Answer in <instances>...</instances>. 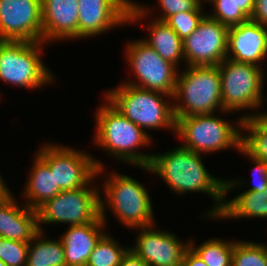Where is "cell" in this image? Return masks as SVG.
<instances>
[{"label": "cell", "instance_id": "29", "mask_svg": "<svg viewBox=\"0 0 267 266\" xmlns=\"http://www.w3.org/2000/svg\"><path fill=\"white\" fill-rule=\"evenodd\" d=\"M214 7L213 14L208 16L219 21L222 25L229 27L246 22L249 18L235 5L233 0H210Z\"/></svg>", "mask_w": 267, "mask_h": 266}, {"label": "cell", "instance_id": "30", "mask_svg": "<svg viewBox=\"0 0 267 266\" xmlns=\"http://www.w3.org/2000/svg\"><path fill=\"white\" fill-rule=\"evenodd\" d=\"M29 243L0 237V260L7 266H26Z\"/></svg>", "mask_w": 267, "mask_h": 266}, {"label": "cell", "instance_id": "12", "mask_svg": "<svg viewBox=\"0 0 267 266\" xmlns=\"http://www.w3.org/2000/svg\"><path fill=\"white\" fill-rule=\"evenodd\" d=\"M128 45V46H127ZM126 47V62H129L132 73L138 79L123 83L146 90L157 91L174 96L178 69L163 59L151 46L142 39L131 41Z\"/></svg>", "mask_w": 267, "mask_h": 266}, {"label": "cell", "instance_id": "35", "mask_svg": "<svg viewBox=\"0 0 267 266\" xmlns=\"http://www.w3.org/2000/svg\"><path fill=\"white\" fill-rule=\"evenodd\" d=\"M182 266H208L197 253L189 247L184 254Z\"/></svg>", "mask_w": 267, "mask_h": 266}, {"label": "cell", "instance_id": "13", "mask_svg": "<svg viewBox=\"0 0 267 266\" xmlns=\"http://www.w3.org/2000/svg\"><path fill=\"white\" fill-rule=\"evenodd\" d=\"M228 27L207 14L183 40L187 66H217L227 57Z\"/></svg>", "mask_w": 267, "mask_h": 266}, {"label": "cell", "instance_id": "31", "mask_svg": "<svg viewBox=\"0 0 267 266\" xmlns=\"http://www.w3.org/2000/svg\"><path fill=\"white\" fill-rule=\"evenodd\" d=\"M159 6L163 13L155 18L160 21H165L169 16L186 11L194 10L199 4V0H158Z\"/></svg>", "mask_w": 267, "mask_h": 266}, {"label": "cell", "instance_id": "39", "mask_svg": "<svg viewBox=\"0 0 267 266\" xmlns=\"http://www.w3.org/2000/svg\"><path fill=\"white\" fill-rule=\"evenodd\" d=\"M0 266H7V265L0 260Z\"/></svg>", "mask_w": 267, "mask_h": 266}, {"label": "cell", "instance_id": "7", "mask_svg": "<svg viewBox=\"0 0 267 266\" xmlns=\"http://www.w3.org/2000/svg\"><path fill=\"white\" fill-rule=\"evenodd\" d=\"M43 41H0V81L25 87L42 88L54 82L52 72L41 60Z\"/></svg>", "mask_w": 267, "mask_h": 266}, {"label": "cell", "instance_id": "32", "mask_svg": "<svg viewBox=\"0 0 267 266\" xmlns=\"http://www.w3.org/2000/svg\"><path fill=\"white\" fill-rule=\"evenodd\" d=\"M238 152L243 153L245 157L251 159L254 162V168L252 167L251 170L253 174V185L246 191H258L263 192L267 188V162L262 161L259 159H255L254 157L250 156L242 147L238 150Z\"/></svg>", "mask_w": 267, "mask_h": 266}, {"label": "cell", "instance_id": "34", "mask_svg": "<svg viewBox=\"0 0 267 266\" xmlns=\"http://www.w3.org/2000/svg\"><path fill=\"white\" fill-rule=\"evenodd\" d=\"M118 266H148V264L129 248Z\"/></svg>", "mask_w": 267, "mask_h": 266}, {"label": "cell", "instance_id": "17", "mask_svg": "<svg viewBox=\"0 0 267 266\" xmlns=\"http://www.w3.org/2000/svg\"><path fill=\"white\" fill-rule=\"evenodd\" d=\"M42 41L78 38V0H41Z\"/></svg>", "mask_w": 267, "mask_h": 266}, {"label": "cell", "instance_id": "37", "mask_svg": "<svg viewBox=\"0 0 267 266\" xmlns=\"http://www.w3.org/2000/svg\"><path fill=\"white\" fill-rule=\"evenodd\" d=\"M257 113V114H256ZM253 116H256L266 127H267V111L264 113V112H254L252 113L251 115L248 113V115L244 114L243 116H241V118H245V117H253Z\"/></svg>", "mask_w": 267, "mask_h": 266}, {"label": "cell", "instance_id": "38", "mask_svg": "<svg viewBox=\"0 0 267 266\" xmlns=\"http://www.w3.org/2000/svg\"><path fill=\"white\" fill-rule=\"evenodd\" d=\"M6 183L4 182V180H2V177L0 175V198L6 193L8 192L10 189H8L9 187H7V185H5Z\"/></svg>", "mask_w": 267, "mask_h": 266}, {"label": "cell", "instance_id": "9", "mask_svg": "<svg viewBox=\"0 0 267 266\" xmlns=\"http://www.w3.org/2000/svg\"><path fill=\"white\" fill-rule=\"evenodd\" d=\"M63 190L37 209L38 228L41 224L68 223L69 226L86 225L100 217V194L96 185Z\"/></svg>", "mask_w": 267, "mask_h": 266}, {"label": "cell", "instance_id": "41", "mask_svg": "<svg viewBox=\"0 0 267 266\" xmlns=\"http://www.w3.org/2000/svg\"><path fill=\"white\" fill-rule=\"evenodd\" d=\"M266 266H267V246H266Z\"/></svg>", "mask_w": 267, "mask_h": 266}, {"label": "cell", "instance_id": "23", "mask_svg": "<svg viewBox=\"0 0 267 266\" xmlns=\"http://www.w3.org/2000/svg\"><path fill=\"white\" fill-rule=\"evenodd\" d=\"M44 233L39 231L29 242L26 266H66L62 240L45 238Z\"/></svg>", "mask_w": 267, "mask_h": 266}, {"label": "cell", "instance_id": "27", "mask_svg": "<svg viewBox=\"0 0 267 266\" xmlns=\"http://www.w3.org/2000/svg\"><path fill=\"white\" fill-rule=\"evenodd\" d=\"M232 266H266V246L253 241H235Z\"/></svg>", "mask_w": 267, "mask_h": 266}, {"label": "cell", "instance_id": "22", "mask_svg": "<svg viewBox=\"0 0 267 266\" xmlns=\"http://www.w3.org/2000/svg\"><path fill=\"white\" fill-rule=\"evenodd\" d=\"M267 218V188L263 192L243 191L233 199L224 201L223 210L217 219Z\"/></svg>", "mask_w": 267, "mask_h": 266}, {"label": "cell", "instance_id": "40", "mask_svg": "<svg viewBox=\"0 0 267 266\" xmlns=\"http://www.w3.org/2000/svg\"><path fill=\"white\" fill-rule=\"evenodd\" d=\"M201 4H203L202 2H204V0H199ZM209 2L210 0H205V2Z\"/></svg>", "mask_w": 267, "mask_h": 266}, {"label": "cell", "instance_id": "10", "mask_svg": "<svg viewBox=\"0 0 267 266\" xmlns=\"http://www.w3.org/2000/svg\"><path fill=\"white\" fill-rule=\"evenodd\" d=\"M37 155L49 166L54 175L55 186L61 191L87 186L98 174L105 171L100 160L69 146L48 142L38 149Z\"/></svg>", "mask_w": 267, "mask_h": 266}, {"label": "cell", "instance_id": "25", "mask_svg": "<svg viewBox=\"0 0 267 266\" xmlns=\"http://www.w3.org/2000/svg\"><path fill=\"white\" fill-rule=\"evenodd\" d=\"M189 242L190 247L208 266H232V252L235 241L214 238L208 239L198 247L194 245L193 241L189 240Z\"/></svg>", "mask_w": 267, "mask_h": 266}, {"label": "cell", "instance_id": "20", "mask_svg": "<svg viewBox=\"0 0 267 266\" xmlns=\"http://www.w3.org/2000/svg\"><path fill=\"white\" fill-rule=\"evenodd\" d=\"M28 181L25 182L24 193L29 208L37 210L47 200L53 198L61 190L55 186L54 175L49 166L36 154Z\"/></svg>", "mask_w": 267, "mask_h": 266}, {"label": "cell", "instance_id": "4", "mask_svg": "<svg viewBox=\"0 0 267 266\" xmlns=\"http://www.w3.org/2000/svg\"><path fill=\"white\" fill-rule=\"evenodd\" d=\"M105 98L126 118L145 132L146 128L171 129L176 132V119L173 104L164 99L172 96L157 91L146 90L130 84L121 83L108 89Z\"/></svg>", "mask_w": 267, "mask_h": 266}, {"label": "cell", "instance_id": "24", "mask_svg": "<svg viewBox=\"0 0 267 266\" xmlns=\"http://www.w3.org/2000/svg\"><path fill=\"white\" fill-rule=\"evenodd\" d=\"M242 132L247 135L241 140V147L255 159L267 162V127L256 117H245L242 119Z\"/></svg>", "mask_w": 267, "mask_h": 266}, {"label": "cell", "instance_id": "33", "mask_svg": "<svg viewBox=\"0 0 267 266\" xmlns=\"http://www.w3.org/2000/svg\"><path fill=\"white\" fill-rule=\"evenodd\" d=\"M250 20L267 26V0H255L254 10Z\"/></svg>", "mask_w": 267, "mask_h": 266}, {"label": "cell", "instance_id": "8", "mask_svg": "<svg viewBox=\"0 0 267 266\" xmlns=\"http://www.w3.org/2000/svg\"><path fill=\"white\" fill-rule=\"evenodd\" d=\"M222 107L227 111L260 109L264 102L262 67L224 59L219 65Z\"/></svg>", "mask_w": 267, "mask_h": 266}, {"label": "cell", "instance_id": "3", "mask_svg": "<svg viewBox=\"0 0 267 266\" xmlns=\"http://www.w3.org/2000/svg\"><path fill=\"white\" fill-rule=\"evenodd\" d=\"M173 96L174 116L180 117L213 114L224 110L221 100V77L218 66H186L178 71Z\"/></svg>", "mask_w": 267, "mask_h": 266}, {"label": "cell", "instance_id": "2", "mask_svg": "<svg viewBox=\"0 0 267 266\" xmlns=\"http://www.w3.org/2000/svg\"><path fill=\"white\" fill-rule=\"evenodd\" d=\"M96 112L95 145L131 166H149L152 153L137 152L149 146L151 136L119 112L106 98Z\"/></svg>", "mask_w": 267, "mask_h": 266}, {"label": "cell", "instance_id": "26", "mask_svg": "<svg viewBox=\"0 0 267 266\" xmlns=\"http://www.w3.org/2000/svg\"><path fill=\"white\" fill-rule=\"evenodd\" d=\"M115 238L105 233L96 243L86 266H118L130 247H121Z\"/></svg>", "mask_w": 267, "mask_h": 266}, {"label": "cell", "instance_id": "11", "mask_svg": "<svg viewBox=\"0 0 267 266\" xmlns=\"http://www.w3.org/2000/svg\"><path fill=\"white\" fill-rule=\"evenodd\" d=\"M78 39L94 37L121 24L135 23L150 8L131 0H78Z\"/></svg>", "mask_w": 267, "mask_h": 266}, {"label": "cell", "instance_id": "1", "mask_svg": "<svg viewBox=\"0 0 267 266\" xmlns=\"http://www.w3.org/2000/svg\"><path fill=\"white\" fill-rule=\"evenodd\" d=\"M200 155L178 146L164 154H153L149 166L140 168L158 175L177 195L187 192L208 194L215 205L205 216L217 219L223 210L226 194L236 186H242V182L241 179L232 181L214 177L206 170Z\"/></svg>", "mask_w": 267, "mask_h": 266}, {"label": "cell", "instance_id": "18", "mask_svg": "<svg viewBox=\"0 0 267 266\" xmlns=\"http://www.w3.org/2000/svg\"><path fill=\"white\" fill-rule=\"evenodd\" d=\"M12 194L0 198V237L29 243L39 232L37 210L21 207Z\"/></svg>", "mask_w": 267, "mask_h": 266}, {"label": "cell", "instance_id": "21", "mask_svg": "<svg viewBox=\"0 0 267 266\" xmlns=\"http://www.w3.org/2000/svg\"><path fill=\"white\" fill-rule=\"evenodd\" d=\"M152 20V23L146 25L149 36L142 40L178 69L179 62L185 60L183 40L166 22L154 20V17Z\"/></svg>", "mask_w": 267, "mask_h": 266}, {"label": "cell", "instance_id": "19", "mask_svg": "<svg viewBox=\"0 0 267 266\" xmlns=\"http://www.w3.org/2000/svg\"><path fill=\"white\" fill-rule=\"evenodd\" d=\"M105 226L101 216L93 223L69 226L60 237L66 266H86L96 243L106 233Z\"/></svg>", "mask_w": 267, "mask_h": 266}, {"label": "cell", "instance_id": "28", "mask_svg": "<svg viewBox=\"0 0 267 266\" xmlns=\"http://www.w3.org/2000/svg\"><path fill=\"white\" fill-rule=\"evenodd\" d=\"M202 8L203 6L200 3L194 10L173 14L164 22H166L174 32L184 40L196 30L199 23L206 16V13H204Z\"/></svg>", "mask_w": 267, "mask_h": 266}, {"label": "cell", "instance_id": "15", "mask_svg": "<svg viewBox=\"0 0 267 266\" xmlns=\"http://www.w3.org/2000/svg\"><path fill=\"white\" fill-rule=\"evenodd\" d=\"M155 227L137 228L140 232L136 236V244L130 249L148 266H182L190 242H182L174 233L156 230Z\"/></svg>", "mask_w": 267, "mask_h": 266}, {"label": "cell", "instance_id": "6", "mask_svg": "<svg viewBox=\"0 0 267 266\" xmlns=\"http://www.w3.org/2000/svg\"><path fill=\"white\" fill-rule=\"evenodd\" d=\"M218 116L204 114L178 118L175 134L184 142L182 147L200 154L233 147L239 150L243 118H238L234 125Z\"/></svg>", "mask_w": 267, "mask_h": 266}, {"label": "cell", "instance_id": "36", "mask_svg": "<svg viewBox=\"0 0 267 266\" xmlns=\"http://www.w3.org/2000/svg\"><path fill=\"white\" fill-rule=\"evenodd\" d=\"M233 2L250 19L254 10L255 0H233Z\"/></svg>", "mask_w": 267, "mask_h": 266}, {"label": "cell", "instance_id": "16", "mask_svg": "<svg viewBox=\"0 0 267 266\" xmlns=\"http://www.w3.org/2000/svg\"><path fill=\"white\" fill-rule=\"evenodd\" d=\"M267 57V26L248 20L228 28L227 57L261 67Z\"/></svg>", "mask_w": 267, "mask_h": 266}, {"label": "cell", "instance_id": "14", "mask_svg": "<svg viewBox=\"0 0 267 266\" xmlns=\"http://www.w3.org/2000/svg\"><path fill=\"white\" fill-rule=\"evenodd\" d=\"M0 41H42L41 0H0Z\"/></svg>", "mask_w": 267, "mask_h": 266}, {"label": "cell", "instance_id": "5", "mask_svg": "<svg viewBox=\"0 0 267 266\" xmlns=\"http://www.w3.org/2000/svg\"><path fill=\"white\" fill-rule=\"evenodd\" d=\"M117 173H110L102 185L105 202L100 197V216L103 222H107L105 210L109 208L119 222L128 228L154 225L153 207L146 187L128 175Z\"/></svg>", "mask_w": 267, "mask_h": 266}]
</instances>
